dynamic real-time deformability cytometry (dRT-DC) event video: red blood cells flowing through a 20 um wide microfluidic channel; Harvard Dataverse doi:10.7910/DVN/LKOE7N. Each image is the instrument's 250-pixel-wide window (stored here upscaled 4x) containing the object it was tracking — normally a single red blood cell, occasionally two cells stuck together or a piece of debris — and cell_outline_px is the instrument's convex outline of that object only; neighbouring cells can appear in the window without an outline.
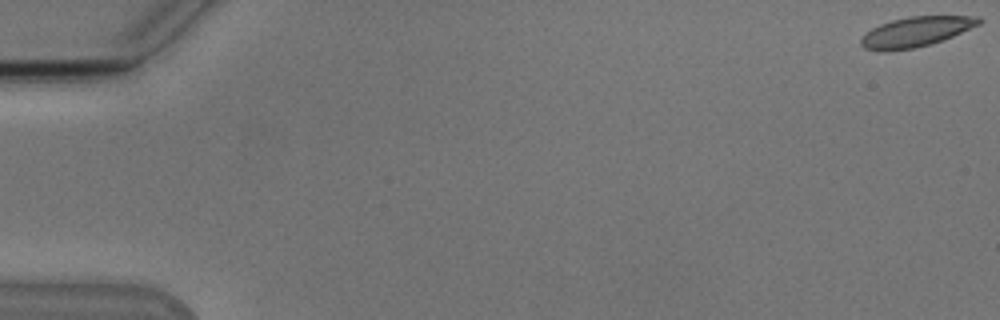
{"species": "Egyptian fruit bat (a non-hibernating species)", "species_latin": "Rousettus aegyptiacus", "temperature_condition": "cold", "stored_images_in_passage": 55, "camera_frame_rate_fps": 3000, "um_per_image_px": 0.085, "animal": {"sex": "male"}, "frame": {"image": 1, "passage_image": 1, "time_ms": 0.0, "image_size_px": [1000, 320], "cell_outline_px": [[984, 20], [980, 24], [952, 36], [932, 44], [912, 48], [880, 52], [864, 48], [860, 44], [860, 40], [864, 32], [880, 24], [892, 20], [908, 16], [980, 16]], "centroid_in_image_um": [77.83, 2.7], "position_along_channel_um": 7.2, "area_um2": 20.69}}
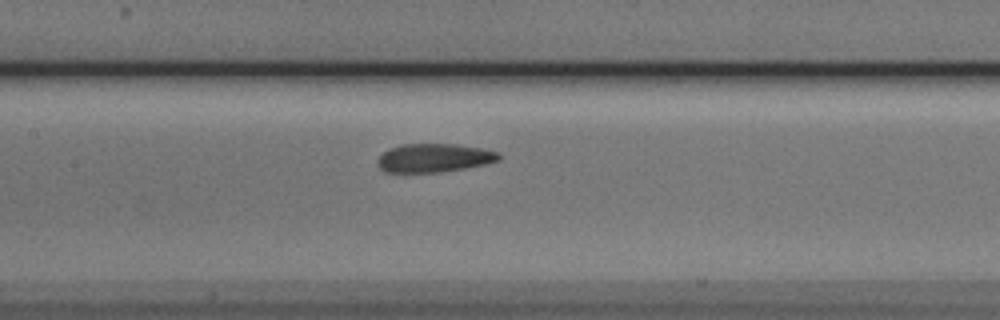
{"frame": {"image": 2, "passage_image": 27, "time_ms": 8.667, "image_size_px": [1000, 320], "cell_outline_px": [[500, 160], [484, 164], [464, 168], [440, 172], [384, 172], [376, 164], [376, 160], [388, 148], [400, 144], [456, 144], [480, 148], [500, 152]], "centroid_in_image_um": [36.86, 13.42], "position_along_channel_um": 170.5, "area_um2": 20.23}}
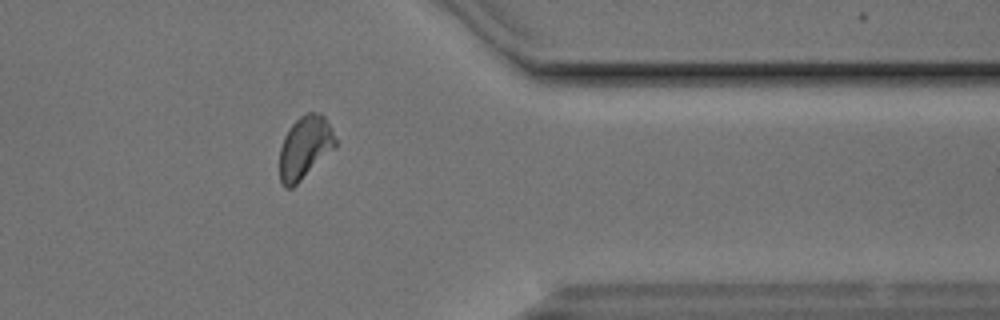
{"frame": {"image": 3, "passage_image": 45, "time_ms": 14.667, "image_size_px": [1000, 320], "cell_outline_px": [[336, 148], [292, 188], [284, 188], [280, 180], [280, 148], [284, 136], [288, 128], [304, 112], [320, 112], [324, 116], [332, 128], [336, 140]], "centroid_in_image_um": [25.92, 12.52], "position_along_channel_um": 385.5, "area_um2": 20.63}, "authors_computed_cell_mechanics": {"area_um2": 20.7502, "velocity_mm_per_s": 3.7942, "shape_relaxation_time_tau1_ms": 11.1027, "shape_relaxation_time_tau2_ms": 2.333, "deformation_change_tau1": 0.1844, "deformation_change_tau2": 0.0678}}